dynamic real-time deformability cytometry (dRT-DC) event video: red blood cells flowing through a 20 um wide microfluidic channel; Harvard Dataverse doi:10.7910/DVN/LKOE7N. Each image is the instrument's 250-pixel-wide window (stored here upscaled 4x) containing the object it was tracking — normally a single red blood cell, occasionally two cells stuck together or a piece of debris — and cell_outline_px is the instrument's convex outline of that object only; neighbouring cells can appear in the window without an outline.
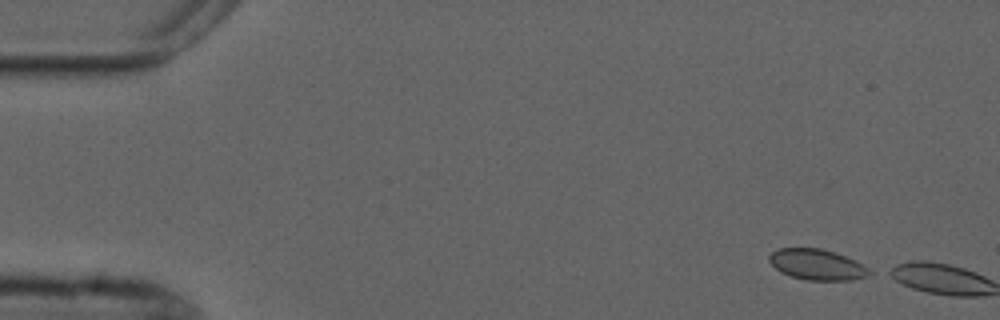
{"species": "common noctule bat (a hibernating species)", "species_latin": "Nyctalus noctula", "temperature_condition": "cold", "stored_images_in_passage": 2, "camera_frame_rate_fps": 3000, "um_per_image_px": 0.085, "animal": {"sex": "male", "forearm_length_mm": 52.5}, "frame": {"image": 1, "passage_image": 1, "time_ms": 0.0, "image_size_px": [1000, 320], "cell_outline_px": [[876, 272], [872, 276], [852, 280], [808, 280], [792, 276], [780, 272], [768, 260], [768, 256], [772, 252], [780, 248], [820, 248], [836, 252], [856, 260], [864, 264]], "centroid_in_image_um": [69.55, 22.49], "position_along_channel_um": 15.5, "area_um2": 18.32}}